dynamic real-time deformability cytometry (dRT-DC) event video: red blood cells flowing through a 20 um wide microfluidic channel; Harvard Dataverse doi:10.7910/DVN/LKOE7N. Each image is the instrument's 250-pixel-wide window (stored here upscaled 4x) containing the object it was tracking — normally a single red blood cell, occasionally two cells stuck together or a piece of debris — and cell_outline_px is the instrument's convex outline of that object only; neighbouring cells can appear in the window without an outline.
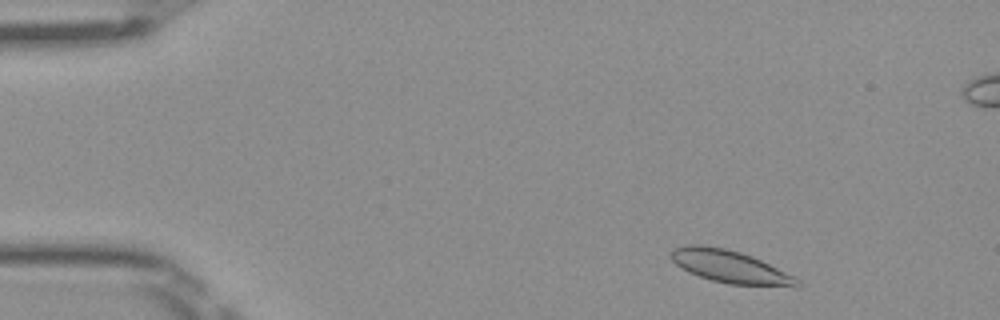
{"species": "Egyptian fruit bat (a non-hibernating species)", "species_latin": "Rousettus aegyptiacus", "temperature_condition": "room temperature", "stored_images_in_passage": 49, "segment_of_instrument_passage": [1, 2], "camera_frame_rate_fps": 3000, "um_per_image_px": 0.085, "frame": {"image": 1, "passage_image": 4, "time_ms": 1.0, "image_size_px": [1000, 320], "cell_outline_px": [[800, 284], [728, 284], [712, 280], [688, 272], [680, 268], [672, 260], [672, 248], [688, 244], [700, 244], [724, 248], [740, 252], [752, 256], [800, 280]], "centroid_in_image_um": [61.88, 22.61], "position_along_channel_um": 23.1, "area_um2": 22.95}}
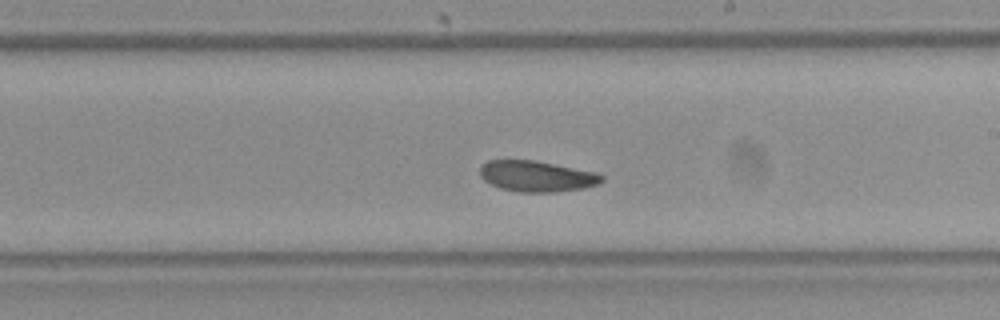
{"frame": {"image": 2, "passage_image": 27, "time_ms": 8.667, "image_size_px": [1000, 320], "cell_outline_px": [[604, 180], [596, 184], [584, 188], [556, 192], [520, 192], [500, 188], [484, 180], [480, 176], [480, 168], [488, 160], [532, 160], [596, 172], [604, 176]], "centroid_in_image_um": [45.62, 14.98], "position_along_channel_um": 243.4, "area_um2": 21.73}}
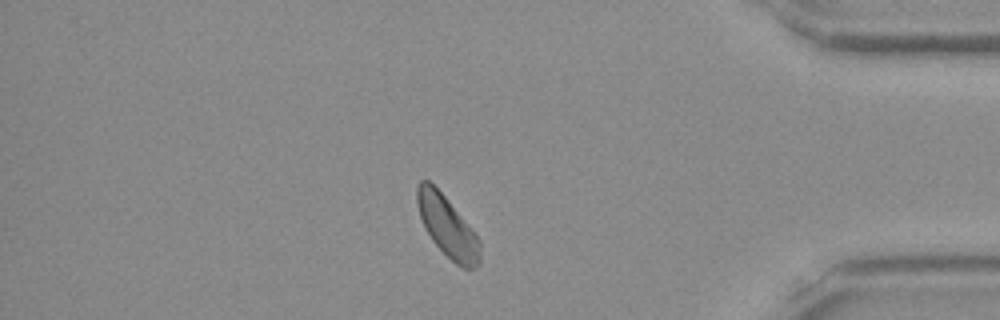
{"frame": {"image": 3, "passage_image": 41, "time_ms": 13.333, "image_size_px": [1000, 320], "cell_outline_px": [[480, 264], [476, 268], [464, 268], [456, 264], [432, 240], [420, 216], [416, 204], [416, 188], [420, 180], [428, 180], [444, 196], [480, 240]], "centroid_in_image_um": [38.02, 19.27], "position_along_channel_um": 397.2, "area_um2": 21.68}}